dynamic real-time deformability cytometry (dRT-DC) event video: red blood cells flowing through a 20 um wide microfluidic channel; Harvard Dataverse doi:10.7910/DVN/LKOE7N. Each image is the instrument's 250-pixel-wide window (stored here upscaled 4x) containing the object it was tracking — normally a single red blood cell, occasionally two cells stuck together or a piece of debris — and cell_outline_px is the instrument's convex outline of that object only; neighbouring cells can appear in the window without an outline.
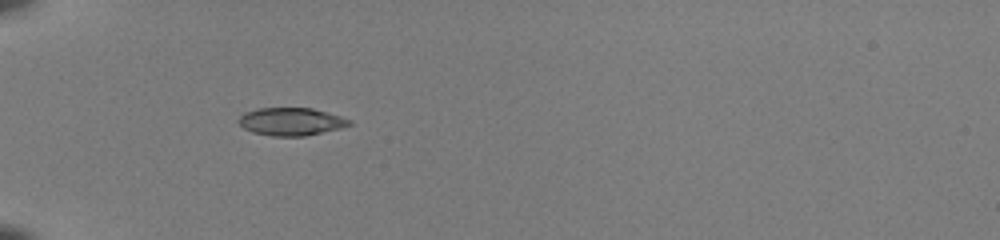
{"species": "common noctule bat (a hibernating species)", "species_latin": "Nyctalus noctula", "temperature_condition": "room temperature", "stored_images_in_passage": 34, "camera_frame_rate_fps": 3000, "um_per_image_px": 0.085, "animal": {"sex": "female", "body_mass_g": 22.0, "forearm_length_mm": 56.7}, "frame": {"image": 1, "passage_image": 1, "time_ms": 0.0, "image_size_px": [1000, 240], "cell_outline_px": [[352, 124], [340, 128], [304, 136], [272, 136], [252, 132], [244, 128], [236, 120], [244, 112], [256, 108], [312, 108], [340, 116], [352, 120]], "centroid_in_image_um": [24.71, 10.33], "position_along_channel_um": 60.3, "area_um2": 17.92}}
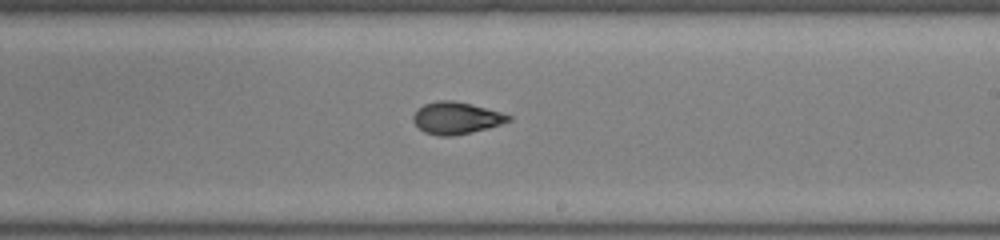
{"frame": {"image": 2, "passage_image": 16, "time_ms": 5.0, "image_size_px": [1000, 240], "cell_outline_px": [[512, 120], [488, 128], [452, 136], [440, 136], [424, 132], [412, 120], [412, 116], [416, 108], [424, 104], [436, 100], [456, 100], [472, 104], [500, 112], [512, 116]], "centroid_in_image_um": [38.75, 10.01], "position_along_channel_um": 250.3, "area_um2": 17.86}}
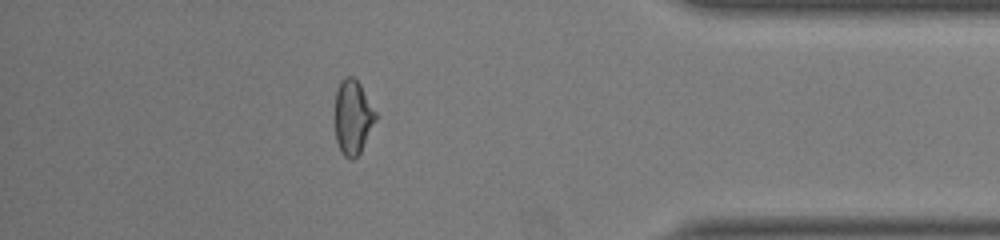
{"frame": {"image": 3, "passage_image": 29, "time_ms": 9.333, "image_size_px": [1000, 240], "cell_outline_px": [[376, 120], [360, 152], [352, 160], [344, 156], [340, 152], [336, 140], [336, 92], [340, 80], [344, 76], [352, 76], [360, 84], [376, 112]], "centroid_in_image_um": [29.98, 9.95], "position_along_channel_um": 405.2, "area_um2": 17.46}, "authors_computed_cell_mechanics": {"area_um2": 17.8024, "velocity_mm_per_s": 4.0944, "shape_relaxation_time_tau1_ms": 3.4603, "shape_relaxation_time_tau2_ms": 1.0481, "deformation_change_tau1": 0.1879, "deformation_change_tau2": 0.0703}}